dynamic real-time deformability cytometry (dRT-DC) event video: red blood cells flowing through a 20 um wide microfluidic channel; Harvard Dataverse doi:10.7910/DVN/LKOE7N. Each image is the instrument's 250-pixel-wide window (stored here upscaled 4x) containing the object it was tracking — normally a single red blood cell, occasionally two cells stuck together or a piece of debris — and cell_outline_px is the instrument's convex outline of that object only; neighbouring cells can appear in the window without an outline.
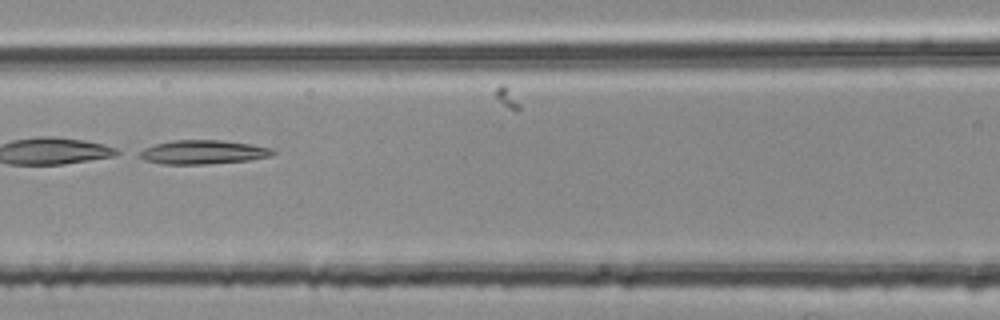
{"species": "common noctule bat (a hibernating species)", "species_latin": "Nyctalus noctula", "temperature_condition": "room temperature", "stored_images_in_passage": 52, "segment_of_instrument_passage": [2, 2], "camera_frame_rate_fps": 3000, "um_per_image_px": 0.085, "animal": {"sex": "female", "body_mass_g": 25.1}, "frame": {"image": 1, "passage_image": 23, "time_ms": 7.333, "image_size_px": [1000, 320], "cell_outline_px": [[276, 152], [272, 156], [248, 160], [204, 164], [164, 164], [144, 160], [136, 156], [136, 152], [144, 148], [156, 144], [172, 140], [220, 140], [252, 144], [276, 148]], "centroid_in_image_um": [17.26, 12.92], "position_along_channel_um": 149.3, "area_um2": 18.84}}